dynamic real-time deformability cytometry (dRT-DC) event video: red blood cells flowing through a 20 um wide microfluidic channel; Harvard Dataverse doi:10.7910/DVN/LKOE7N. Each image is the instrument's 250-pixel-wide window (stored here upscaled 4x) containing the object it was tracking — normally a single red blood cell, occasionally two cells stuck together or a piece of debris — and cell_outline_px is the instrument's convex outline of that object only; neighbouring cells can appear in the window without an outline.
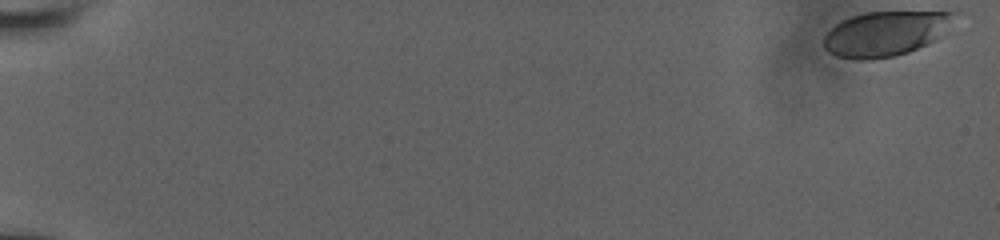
{"species": "human", "species_latin": "Homo sapiens", "temperature_condition": "room temperature", "stored_images_in_passage": 38, "camera_frame_rate_fps": 3000, "um_per_image_px": 0.085, "donor": {"sex": "male"}, "frame": {"image": 1, "passage_image": 1, "time_ms": 0.0, "image_size_px": [1000, 240], "cell_outline_px": [[968, 12], [944, 36], [928, 44], [908, 52], [896, 56], [872, 60], [852, 60], [836, 56], [828, 52], [824, 48], [824, 36], [836, 24], [852, 16], [868, 12]], "centroid_in_image_um": [75.44, 2.85], "position_along_channel_um": 9.6, "area_um2": 35.2}}
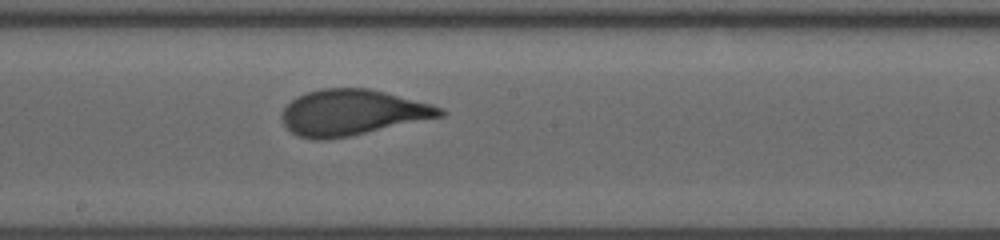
{"frame": {"image": 2, "passage_image": 19, "time_ms": 10.667, "image_size_px": [1000, 240], "cell_outline_px": [[444, 116], [348, 136], [324, 140], [312, 140], [296, 136], [284, 124], [284, 108], [292, 100], [308, 92], [320, 88], [368, 88], [432, 104], [440, 108], [444, 112]], "centroid_in_image_um": [29.94, 9.57], "position_along_channel_um": 218.3, "area_um2": 41.56}}
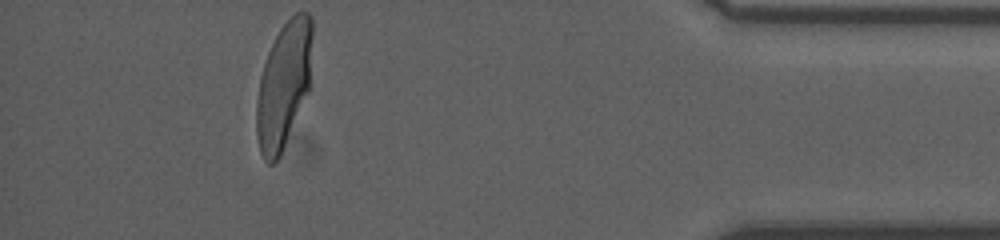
{"frame": {"image": 3, "passage_image": 38, "time_ms": 16.667, "image_size_px": [1000, 240], "cell_outline_px": [[312, 36], [308, 92], [280, 156], [272, 164], [268, 164], [264, 160], [260, 152], [256, 132], [256, 100], [260, 76], [268, 52], [280, 28], [296, 12], [308, 12], [312, 16]], "centroid_in_image_um": [24.1, 7.23], "position_along_channel_um": 411.1, "area_um2": 40.75}}